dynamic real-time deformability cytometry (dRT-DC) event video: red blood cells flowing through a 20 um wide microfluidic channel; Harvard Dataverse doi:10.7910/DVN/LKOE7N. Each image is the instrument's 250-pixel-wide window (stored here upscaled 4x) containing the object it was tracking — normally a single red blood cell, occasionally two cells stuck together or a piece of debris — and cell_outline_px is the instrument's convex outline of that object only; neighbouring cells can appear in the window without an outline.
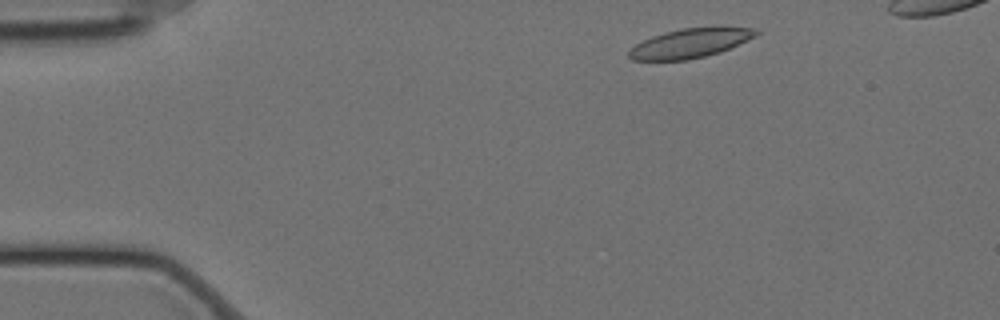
{"species": "Egyptian fruit bat (a non-hibernating species)", "species_latin": "Rousettus aegyptiacus", "temperature_condition": "cold", "stored_images_in_passage": 49, "camera_frame_rate_fps": 3000, "um_per_image_px": 0.085, "animal": {"sex": "female"}, "frame": {"image": 1, "passage_image": 3, "time_ms": 0.667, "image_size_px": [1000, 320], "cell_outline_px": [[760, 32], [756, 36], [748, 40], [720, 52], [688, 60], [632, 60], [628, 56], [628, 52], [636, 44], [652, 36], [664, 32], [680, 28], [716, 24], [720, 24], [756, 28]], "centroid_in_image_um": [58.76, 3.61], "position_along_channel_um": 26.2, "area_um2": 22.48}}
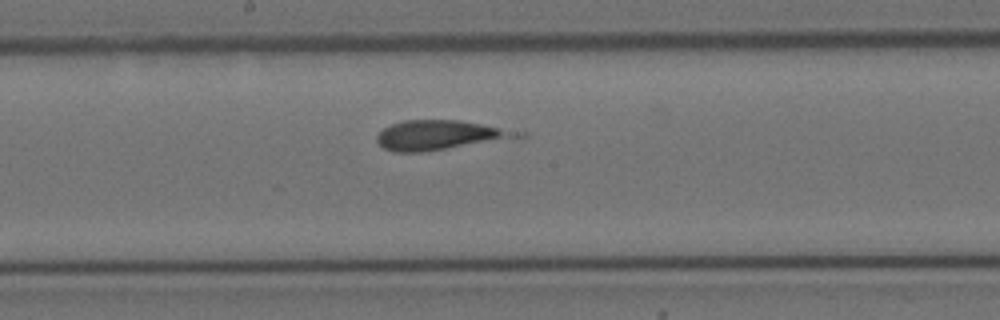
{"frame": {"image": 2, "passage_image": 25, "time_ms": 8.0, "image_size_px": [1000, 320], "cell_outline_px": [[528, 136], [420, 152], [392, 152], [384, 148], [376, 140], [376, 136], [384, 128], [392, 124], [404, 120], [460, 120], [528, 132]], "centroid_in_image_um": [37.42, 11.47], "position_along_channel_um": 210.8, "area_um2": 24.16}}
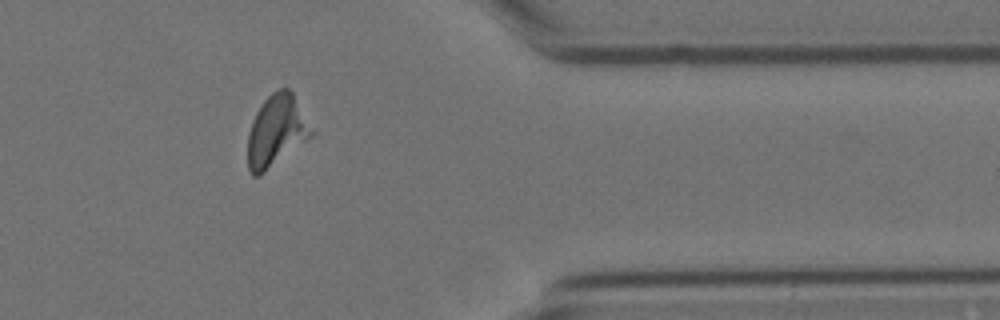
{"frame": {"image": 3, "passage_image": 42, "time_ms": 13.667, "image_size_px": [1000, 320], "cell_outline_px": [[316, 132], [312, 136], [260, 176], [252, 176], [248, 168], [248, 132], [252, 120], [256, 112], [264, 100], [272, 92], [280, 88], [288, 88], [292, 92]], "centroid_in_image_um": [23.5, 11.13], "position_along_channel_um": 387.9, "area_um2": 26.65}}